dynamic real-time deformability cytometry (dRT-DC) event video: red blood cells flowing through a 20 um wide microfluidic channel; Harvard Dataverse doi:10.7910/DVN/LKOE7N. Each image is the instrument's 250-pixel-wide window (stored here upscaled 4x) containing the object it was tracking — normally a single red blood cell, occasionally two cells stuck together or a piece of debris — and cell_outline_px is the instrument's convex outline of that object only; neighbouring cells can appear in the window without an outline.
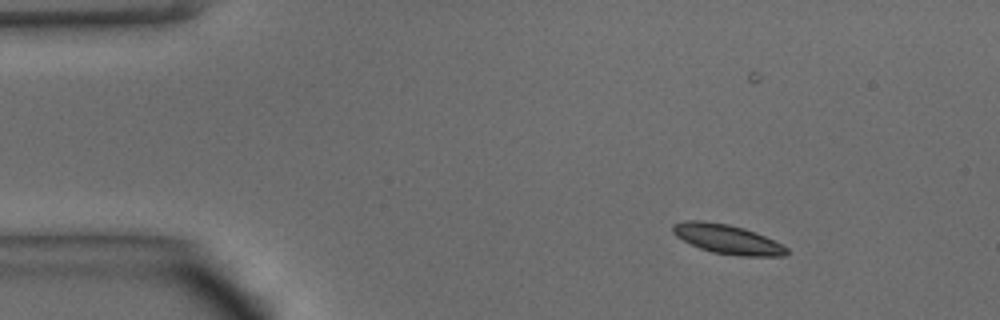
{"species": "common noctule bat (a hibernating species)", "species_latin": "Nyctalus noctula", "temperature_condition": "warm", "stored_images_in_passage": 44, "camera_frame_rate_fps": 3000, "um_per_image_px": 0.085, "animal": {"sex": "male", "body_mass_g": 15.6}, "frame": {"image": 1, "passage_image": 1, "time_ms": 0.0, "image_size_px": [1000, 320], "cell_outline_px": [[788, 252], [784, 256], [740, 256], [712, 252], [700, 248], [676, 236], [672, 232], [672, 224], [684, 220], [704, 220], [728, 224], [744, 228], [764, 236], [788, 248]], "centroid_in_image_um": [61.79, 20.32], "position_along_channel_um": 23.2, "area_um2": 19.36}}
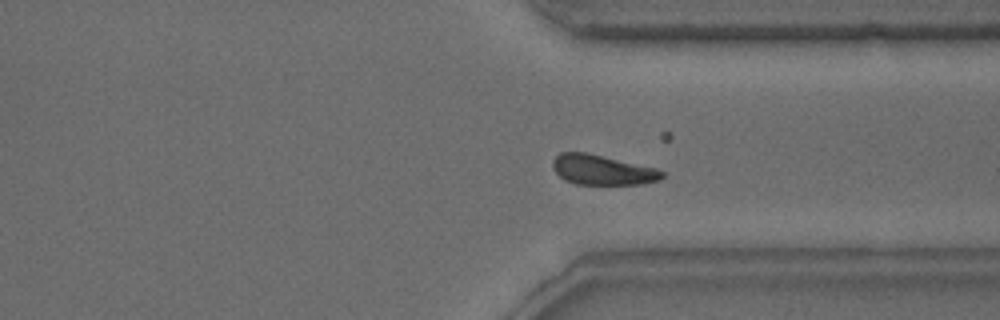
{"frame": {"image": 2, "passage_image": 31, "time_ms": 10.0, "image_size_px": [1000, 320], "cell_outline_px": [[664, 176], [660, 180], [640, 184], [576, 184], [564, 180], [552, 168], [552, 160], [560, 152], [584, 152], [656, 168], [664, 172]], "centroid_in_image_um": [51.17, 14.44], "position_along_channel_um": 360.2, "area_um2": 18.96}}
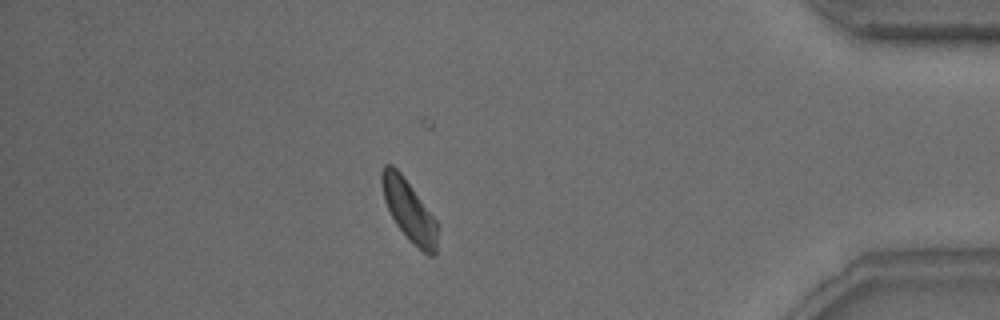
{"frame": {"image": 3, "passage_image": 37, "time_ms": 12.0, "image_size_px": [1000, 320], "cell_outline_px": [[440, 224], [436, 252], [432, 256], [428, 256], [396, 224], [384, 200], [380, 180], [380, 172], [384, 164], [392, 164], [400, 172]], "centroid_in_image_um": [34.79, 17.86], "position_along_channel_um": 400.4, "area_um2": 19.71}, "authors_computed_cell_mechanics": {"area_um2": 19.7098, "velocity_mm_per_s": 4.0951, "shape_relaxation_time_tau1_ms": 2.2664, "shape_relaxation_time_tau2_ms": 4.9558, "deformation_change_tau1": 0.1011, "deformation_change_tau2": 0.1069}}